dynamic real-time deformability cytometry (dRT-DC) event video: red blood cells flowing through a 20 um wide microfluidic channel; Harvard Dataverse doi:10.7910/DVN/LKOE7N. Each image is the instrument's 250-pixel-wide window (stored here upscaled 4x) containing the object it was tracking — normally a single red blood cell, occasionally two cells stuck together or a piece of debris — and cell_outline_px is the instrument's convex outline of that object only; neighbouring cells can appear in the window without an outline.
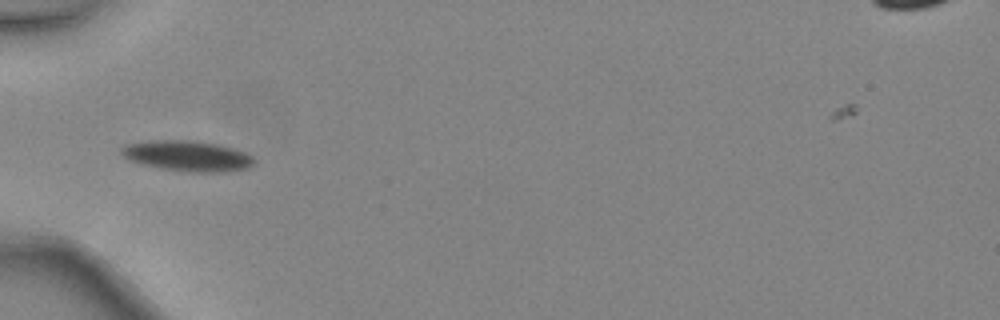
{"species": "common noctule bat (a hibernating species)", "species_latin": "Nyctalus noctula", "temperature_condition": "warm", "stored_images_in_passage": 5, "camera_frame_rate_fps": 3000, "um_per_image_px": 0.085, "animal": {"sex": "female", "body_mass_g": 24.6, "forearm_length_mm": 56.2}, "frame": {"image": 1, "passage_image": 4, "time_ms": 1.0, "image_size_px": [1000, 320], "cell_outline_px": [[256, 160], [248, 168], [228, 172], [196, 172], [164, 168], [140, 164], [128, 160], [120, 152], [120, 148], [124, 144], [152, 140], [188, 140], [216, 144], [232, 148], [244, 152], [252, 156]], "centroid_in_image_um": [15.91, 13.25], "position_along_channel_um": 69.1, "area_um2": 23.52}}
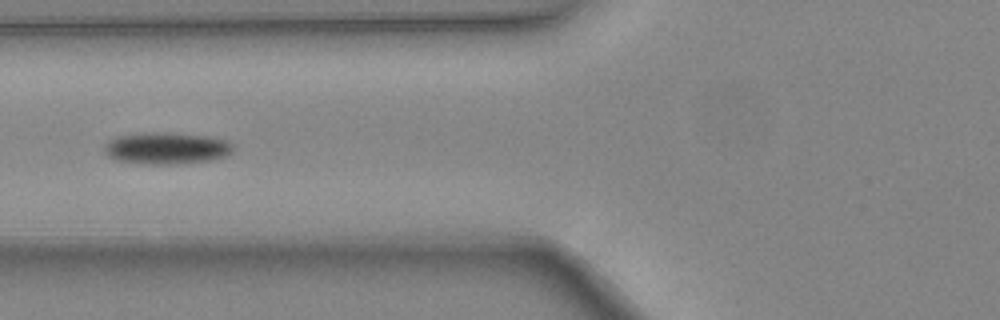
{"frame": {"image": 2, "passage_image": 5, "time_ms": 1.333, "image_size_px": [1000, 320], "cell_outline_px": [[232, 152], [228, 156], [212, 160], [176, 164], [148, 164], [116, 160], [108, 156], [104, 152], [104, 144], [108, 140], [116, 136], [160, 132], [168, 132], [212, 136], [228, 140], [232, 144]], "centroid_in_image_um": [14.19, 12.59], "position_along_channel_um": 111.6, "area_um2": 24.1}}